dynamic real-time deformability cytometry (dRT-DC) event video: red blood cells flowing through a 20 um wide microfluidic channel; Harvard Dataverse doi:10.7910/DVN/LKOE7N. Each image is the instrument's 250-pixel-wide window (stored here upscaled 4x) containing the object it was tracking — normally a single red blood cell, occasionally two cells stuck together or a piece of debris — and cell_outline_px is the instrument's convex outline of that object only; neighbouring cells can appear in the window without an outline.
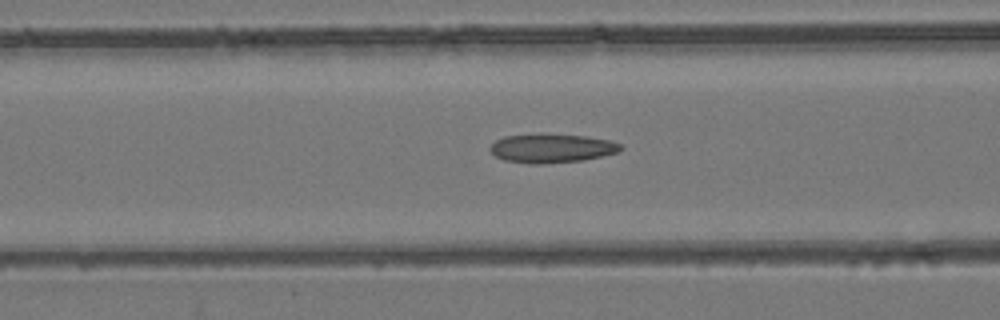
{"species": "common noctule bat (a hibernating species)", "species_latin": "Nyctalus noctula", "temperature_condition": "room temperature", "stored_images_in_passage": 56, "camera_frame_rate_fps": 3000, "um_per_image_px": 0.085, "animal": {"sex": "female", "body_mass_g": 24.6, "forearm_length_mm": 56.2}, "frame": {"image": 1, "passage_image": 23, "time_ms": 7.333, "image_size_px": [1000, 320], "cell_outline_px": [[624, 148], [616, 152], [584, 160], [544, 164], [528, 164], [504, 160], [496, 156], [488, 148], [496, 140], [504, 136], [540, 132], [544, 132], [584, 136], [608, 140], [620, 144]], "centroid_in_image_um": [46.84, 12.58], "position_along_channel_um": 119.8, "area_um2": 22.37}}
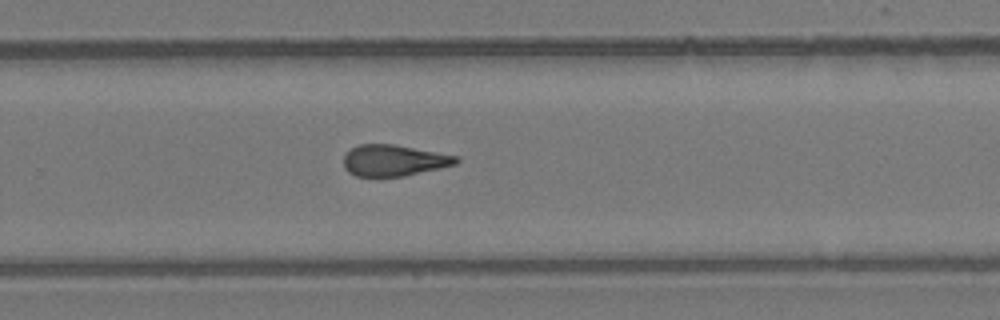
{"frame": {"image": 2, "passage_image": 37, "time_ms": 12.0, "image_size_px": [1000, 320], "cell_outline_px": [[460, 160], [456, 164], [440, 168], [404, 176], [356, 176], [348, 172], [344, 168], [344, 156], [352, 148], [360, 144], [396, 144], [460, 156]], "centroid_in_image_um": [33.51, 13.63], "position_along_channel_um": 296.3, "area_um2": 20.58}}
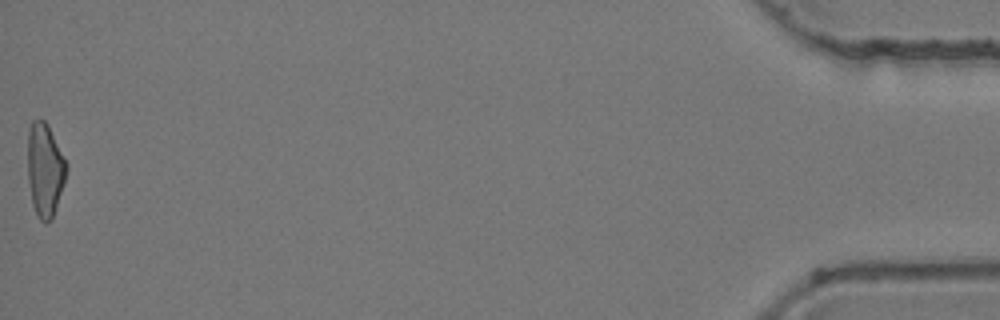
{"frame": {"image": 3, "passage_image": 56, "time_ms": 18.333, "image_size_px": [1000, 320], "cell_outline_px": [[68, 168], [52, 220], [44, 224], [40, 220], [32, 204], [28, 180], [28, 132], [32, 120], [44, 120], [48, 124], [68, 164]], "centroid_in_image_um": [3.82, 14.43], "position_along_channel_um": 431.4, "area_um2": 21.1}, "authors_computed_cell_mechanics": {"area_um2": 21.4727, "velocity_mm_per_s": 3.7921, "shape_relaxation_time_tau1_ms": null, "shape_relaxation_time_tau2_ms": 2.7096, "deformation_change_tau1": null, "deformation_change_tau2": 0.1081}}